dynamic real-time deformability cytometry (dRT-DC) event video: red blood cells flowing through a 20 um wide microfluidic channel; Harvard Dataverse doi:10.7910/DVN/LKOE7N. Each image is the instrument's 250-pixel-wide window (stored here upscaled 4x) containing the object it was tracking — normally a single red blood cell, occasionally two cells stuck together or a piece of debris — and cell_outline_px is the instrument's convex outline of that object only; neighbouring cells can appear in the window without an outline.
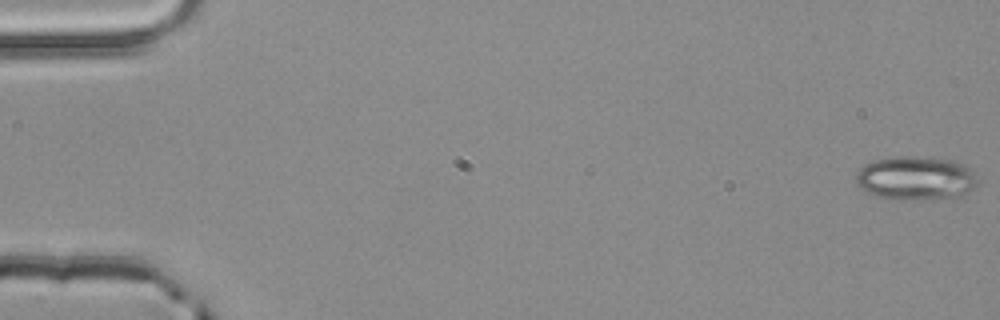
{"species": "common noctule bat (a hibernating species)", "species_latin": "Nyctalus noctula", "temperature_condition": "room temperature", "stored_images_in_passage": 5, "camera_frame_rate_fps": 3000, "um_per_image_px": 0.085, "animal": {"sex": "male", "body_mass_g": 20.4}, "frame": {"image": 1, "passage_image": 1, "time_ms": 0.0, "image_size_px": [1000, 320], "cell_outline_px": [[980, 184], [976, 188], [968, 192], [956, 196], [916, 200], [904, 200], [876, 196], [868, 192], [856, 180], [856, 172], [864, 164], [872, 160], [892, 156], [920, 156], [956, 160], [968, 164]], "centroid_in_image_um": [77.89, 15.11], "position_along_channel_um": 7.1, "area_um2": 31.44}}